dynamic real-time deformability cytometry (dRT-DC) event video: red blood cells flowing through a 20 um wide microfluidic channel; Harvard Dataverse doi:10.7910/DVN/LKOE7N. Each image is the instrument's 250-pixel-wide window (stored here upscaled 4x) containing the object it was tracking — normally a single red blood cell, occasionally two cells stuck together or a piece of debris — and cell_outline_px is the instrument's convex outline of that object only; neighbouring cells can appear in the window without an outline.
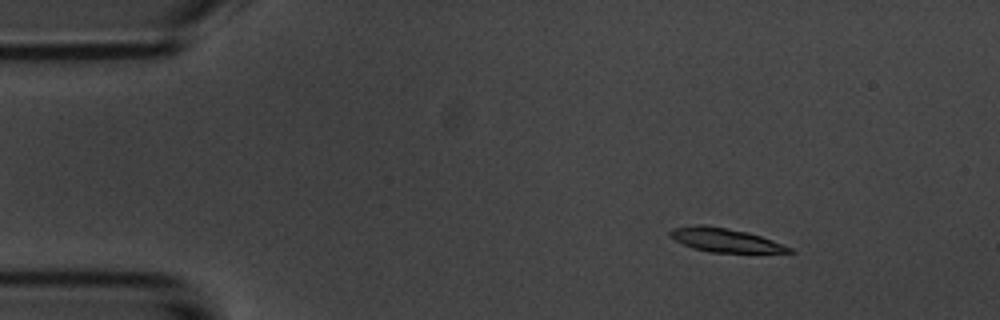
{"species": "common noctule bat (a hibernating species)", "species_latin": "Nyctalus noctula", "temperature_condition": "room temperature", "stored_images_in_passage": 6, "camera_frame_rate_fps": 3000, "um_per_image_px": 0.085, "animal": {"sex": "male", "body_mass_g": 20.1, "forearm_length_mm": 53.5}, "frame": {"image": 1, "passage_image": 3, "time_ms": 2.333, "image_size_px": [1000, 320], "cell_outline_px": [[796, 252], [708, 252], [692, 248], [668, 236], [668, 232], [672, 228], [696, 224], [704, 224], [748, 232], [772, 240], [792, 248]], "centroid_in_image_um": [61.57, 20.39], "position_along_channel_um": 23.4, "area_um2": 16.42}}
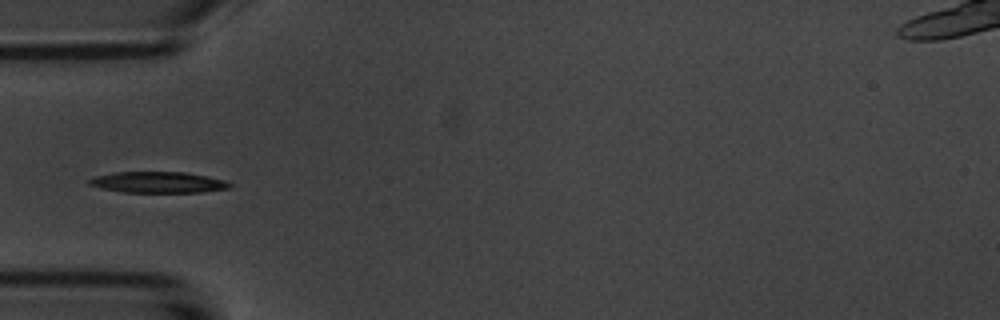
{"frame": {"image": 2, "passage_image": 6, "time_ms": 5.667, "image_size_px": [1000, 320], "cell_outline_px": [[236, 184], [232, 188], [200, 192], [124, 192], [100, 188], [88, 184], [88, 180], [96, 176], [116, 172], [184, 172], [224, 180]], "centroid_in_image_um": [13.48, 15.5], "position_along_channel_um": 71.5, "area_um2": 17.22}}